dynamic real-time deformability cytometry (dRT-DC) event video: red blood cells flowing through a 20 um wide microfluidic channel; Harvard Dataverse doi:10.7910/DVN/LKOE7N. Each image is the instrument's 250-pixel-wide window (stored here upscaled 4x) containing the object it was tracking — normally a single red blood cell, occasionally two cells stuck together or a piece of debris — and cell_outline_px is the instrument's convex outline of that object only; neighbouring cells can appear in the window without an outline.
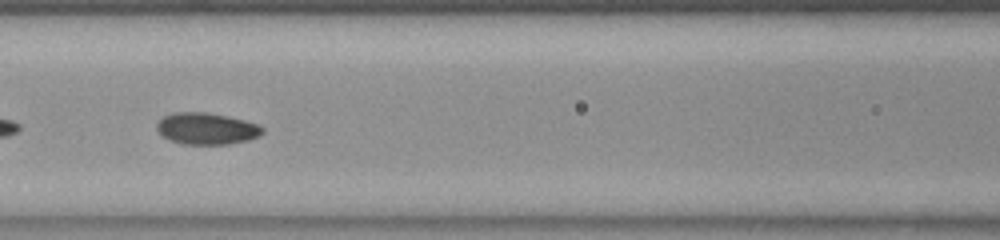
{"species": "common noctule bat (a hibernating species)", "species_latin": "Nyctalus noctula", "temperature_condition": "room temperature", "stored_images_in_passage": 54, "camera_frame_rate_fps": 3000, "um_per_image_px": 0.085, "animal": {"sex": "female", "body_mass_g": 23.0, "forearm_length_mm": 53.4}, "frame": {"image": 1, "passage_image": 23, "time_ms": 7.333, "image_size_px": [1000, 240], "cell_outline_px": [[264, 132], [260, 136], [248, 140], [228, 144], [184, 144], [172, 140], [164, 136], [156, 128], [156, 124], [164, 116], [176, 112], [204, 112], [244, 120], [256, 124], [264, 128]], "centroid_in_image_um": [17.58, 10.93], "position_along_channel_um": 149.0, "area_um2": 19.19}}
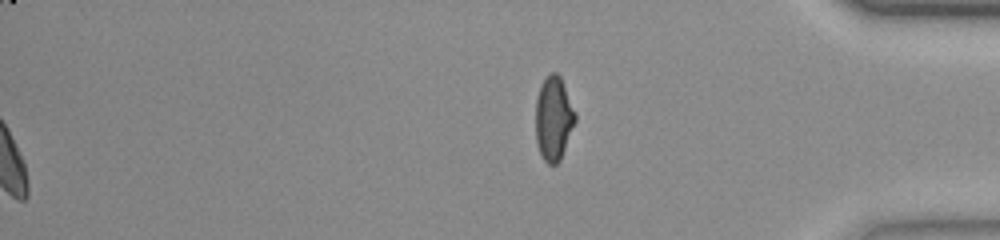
{"frame": {"image": 2, "passage_image": 54, "time_ms": 17.667, "image_size_px": [1000, 240], "cell_outline_px": [[576, 120], [560, 160], [556, 164], [548, 164], [544, 160], [536, 144], [536, 100], [540, 84], [552, 72], [556, 72], [560, 76], [576, 112]], "centroid_in_image_um": [47.05, 10.07], "position_along_channel_um": 388.1, "area_um2": 19.31}, "authors_computed_cell_mechanics": {"area_um2": 19.2474, "velocity_mm_per_s": 3.8585, "shape_relaxation_time_tau1_ms": 7.1822, "shape_relaxation_time_tau2_ms": 1.4969, "deformation_change_tau1": 0.129, "deformation_change_tau2": 0.0544}}